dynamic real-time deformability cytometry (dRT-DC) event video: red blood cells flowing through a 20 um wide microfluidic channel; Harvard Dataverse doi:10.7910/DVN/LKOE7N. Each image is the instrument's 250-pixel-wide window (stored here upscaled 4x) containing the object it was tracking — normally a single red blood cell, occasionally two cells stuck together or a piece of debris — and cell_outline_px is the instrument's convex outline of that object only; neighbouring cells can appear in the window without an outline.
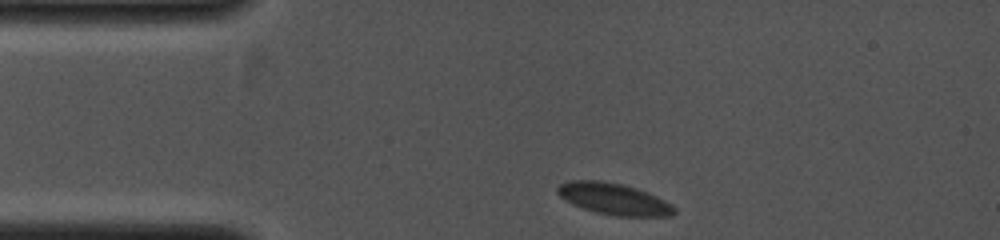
{"species": "common noctule bat (a hibernating species)", "species_latin": "Nyctalus noctula", "temperature_condition": "cold", "stored_images_in_passage": 34, "camera_frame_rate_fps": 4000, "um_per_image_px": 0.085, "animal": {"sex": "female", "body_mass_g": 19.0, "forearm_length_mm": 53.3}, "frame": {"image": 1, "passage_image": 1, "time_ms": 0.0, "image_size_px": [1000, 240], "cell_outline_px": [[676, 212], [672, 216], [616, 216], [596, 212], [584, 208], [560, 196], [556, 192], [556, 188], [560, 184], [568, 180], [600, 180], [624, 184], [648, 192], [672, 204], [676, 208]], "centroid_in_image_um": [52.21, 16.9], "position_along_channel_um": 32.8, "area_um2": 21.39}}
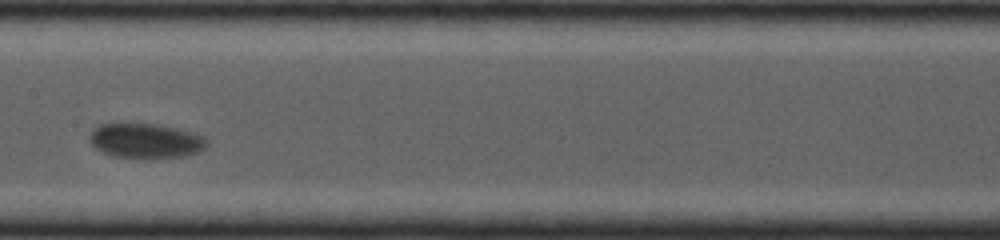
{"frame": {"image": 2, "passage_image": 15, "time_ms": 3.5, "image_size_px": [1000, 240], "cell_outline_px": [[208, 144], [200, 152], [180, 156], [116, 156], [104, 152], [96, 148], [92, 144], [92, 132], [100, 124], [112, 120], [120, 120], [156, 124], [176, 128], [192, 132], [204, 136]], "centroid_in_image_um": [12.37, 11.88], "position_along_channel_um": 195.0, "area_um2": 23.64}}
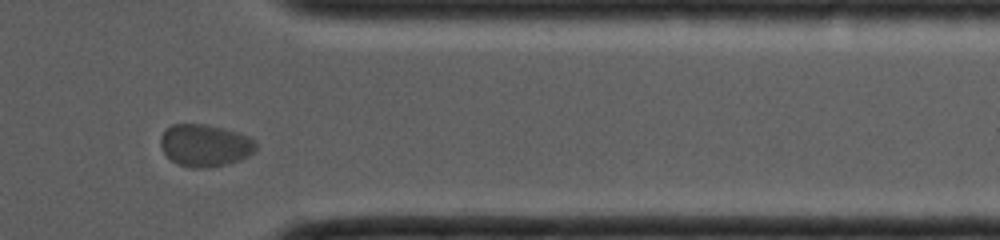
{"frame": {"image": 3, "passage_image": 29, "time_ms": 7.0, "image_size_px": [1000, 240], "cell_outline_px": [[256, 148], [248, 156], [240, 160], [208, 168], [192, 168], [176, 164], [164, 152], [160, 144], [160, 136], [172, 124], [208, 124], [224, 128], [248, 136], [256, 140]], "centroid_in_image_um": [17.42, 12.35], "position_along_channel_um": 394.0, "area_um2": 23.47}}